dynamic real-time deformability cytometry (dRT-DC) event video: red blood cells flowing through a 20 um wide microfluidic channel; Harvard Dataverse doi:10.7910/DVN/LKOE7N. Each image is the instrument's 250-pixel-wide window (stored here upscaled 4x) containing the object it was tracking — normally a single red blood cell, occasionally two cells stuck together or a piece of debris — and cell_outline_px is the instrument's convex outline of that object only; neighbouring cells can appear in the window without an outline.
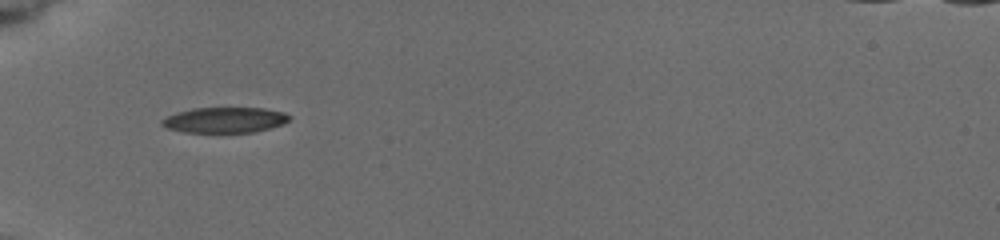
{"species": "common noctule bat (a hibernating species)", "species_latin": "Nyctalus noctula", "temperature_condition": "cold", "stored_images_in_passage": 2, "camera_frame_rate_fps": 3000, "um_per_image_px": 0.085, "animal": {"sex": "female", "body_mass_g": 19.5, "forearm_length_mm": 54.1}, "frame": {"image": 1, "passage_image": 1, "time_ms": 0.0, "image_size_px": [1000, 240], "cell_outline_px": [[292, 116], [284, 124], [256, 132], [184, 132], [168, 128], [160, 124], [160, 120], [176, 112], [192, 108], [264, 108], [284, 112]], "centroid_in_image_um": [19.12, 10.19], "position_along_channel_um": 65.9, "area_um2": 19.02}}
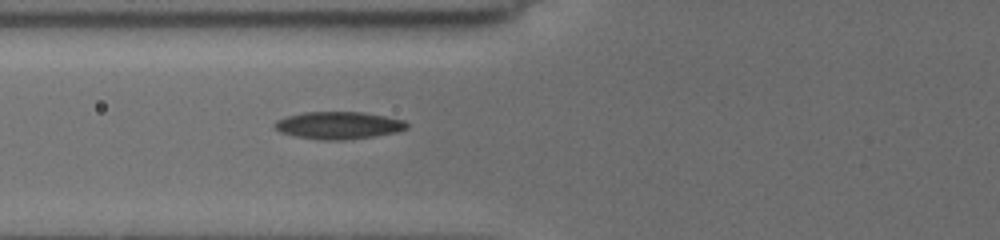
{"frame": {"image": 2, "passage_image": 2, "time_ms": 1.0, "image_size_px": [1000, 240], "cell_outline_px": [[408, 128], [396, 132], [372, 136], [344, 140], [320, 140], [296, 136], [280, 132], [272, 128], [272, 124], [276, 120], [284, 116], [304, 112], [364, 112], [404, 120], [408, 124]], "centroid_in_image_um": [28.71, 10.65], "position_along_channel_um": 97.1, "area_um2": 21.21}}